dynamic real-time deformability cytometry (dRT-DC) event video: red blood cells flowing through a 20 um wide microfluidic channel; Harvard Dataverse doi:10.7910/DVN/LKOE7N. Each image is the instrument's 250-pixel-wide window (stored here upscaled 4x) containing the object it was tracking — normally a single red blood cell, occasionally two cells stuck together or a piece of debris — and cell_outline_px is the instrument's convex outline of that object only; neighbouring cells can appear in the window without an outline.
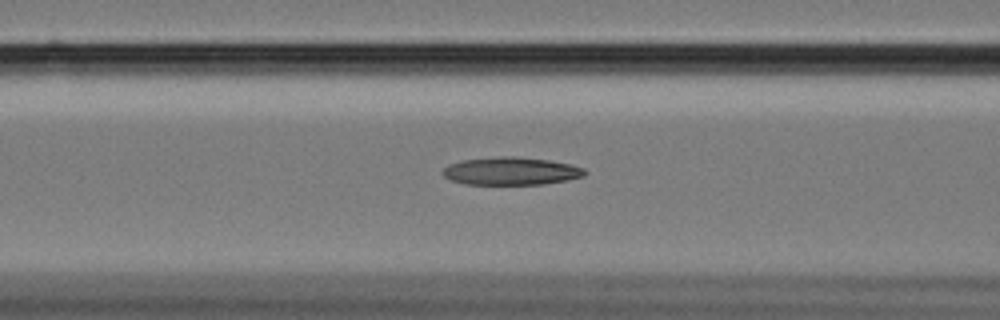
{"species": "Egyptian fruit bat (a non-hibernating species)", "species_latin": "Rousettus aegyptiacus", "temperature_condition": "cold", "stored_images_in_passage": 52, "camera_frame_rate_fps": 3000, "um_per_image_px": 0.085, "animal": {"sex": "female"}, "frame": {"image": 1, "passage_image": 17, "time_ms": 5.333, "image_size_px": [1000, 320], "cell_outline_px": [[588, 172], [584, 176], [568, 180], [544, 184], [464, 184], [452, 180], [444, 176], [444, 168], [448, 164], [464, 160], [504, 156], [512, 156], [548, 160], [568, 164], [584, 168]], "centroid_in_image_um": [43.47, 14.55], "position_along_channel_um": 123.1, "area_um2": 22.77}}
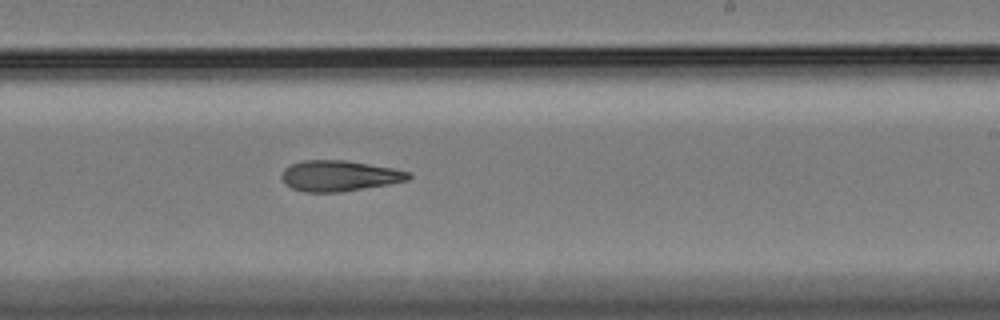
{"frame": {"image": 2, "passage_image": 29, "time_ms": 9.333, "image_size_px": [1000, 320], "cell_outline_px": [[412, 176], [408, 180], [388, 184], [340, 192], [304, 192], [292, 188], [284, 184], [280, 176], [284, 168], [292, 164], [304, 160], [344, 160], [392, 168], [408, 172]], "centroid_in_image_um": [28.78, 14.95], "position_along_channel_um": 260.2, "area_um2": 22.6}}
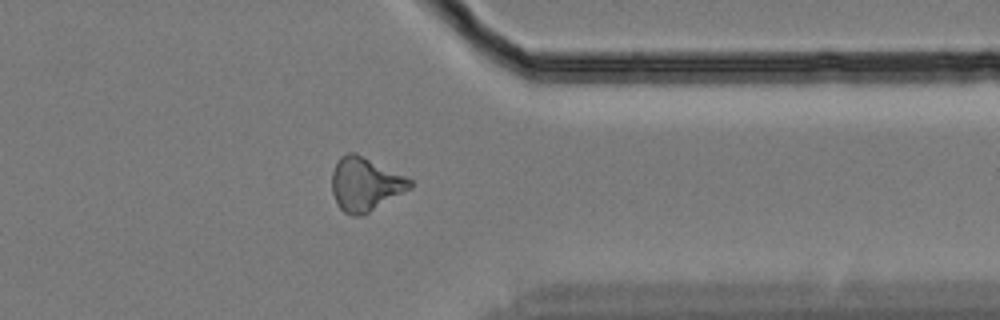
{"frame": {"image": 3, "passage_image": 40, "time_ms": 13.0, "image_size_px": [1000, 320], "cell_outline_px": [[412, 188], [368, 212], [360, 216], [352, 216], [344, 212], [340, 208], [332, 192], [332, 172], [340, 156], [348, 152], [356, 152], [412, 180]], "centroid_in_image_um": [31.03, 15.64], "position_along_channel_um": 380.4, "area_um2": 24.1}, "authors_computed_cell_mechanics": {"area_um2": 22.6865, "velocity_mm_per_s": 3.4287, "shape_relaxation_time_tau1_ms": 6.5102, "shape_relaxation_time_tau2_ms": 10.5309, "deformation_change_tau1": 0.1718, "deformation_change_tau2": 0.2492}}